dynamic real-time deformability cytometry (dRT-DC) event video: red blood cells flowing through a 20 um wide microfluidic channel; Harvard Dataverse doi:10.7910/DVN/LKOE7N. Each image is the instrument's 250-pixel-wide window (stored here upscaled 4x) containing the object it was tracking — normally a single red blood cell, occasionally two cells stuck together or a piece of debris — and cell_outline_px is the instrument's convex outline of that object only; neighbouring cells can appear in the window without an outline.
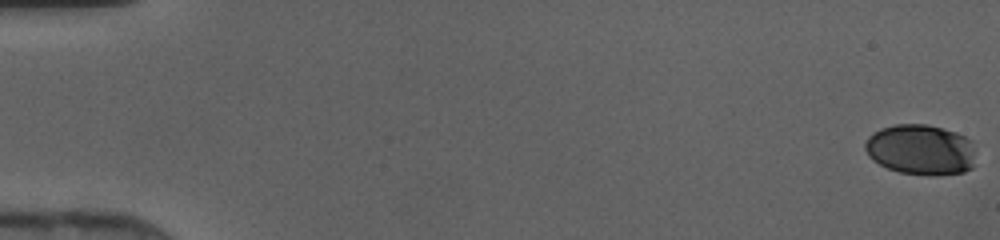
{"species": "human", "species_latin": "Homo sapiens", "temperature_condition": "cold", "stored_images_in_passage": 47, "camera_frame_rate_fps": 3000, "um_per_image_px": 0.085, "donor": {"sex": "female"}, "frame": {"image": 1, "passage_image": 1, "time_ms": 0.0, "image_size_px": [1000, 240], "cell_outline_px": [[972, 168], [964, 172], [932, 176], [900, 172], [888, 168], [872, 160], [868, 156], [864, 148], [864, 144], [868, 136], [872, 132], [880, 128], [896, 124], [928, 124], [956, 132], [972, 140]], "centroid_in_image_um": [78.21, 12.71], "position_along_channel_um": 6.8, "area_um2": 32.66}}
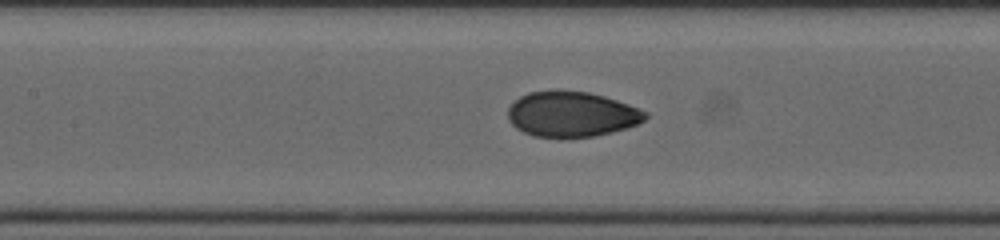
{"frame": {"image": 2, "passage_image": 23, "time_ms": 7.333, "image_size_px": [1000, 240], "cell_outline_px": [[648, 116], [644, 120], [628, 128], [612, 132], [592, 136], [532, 136], [516, 128], [508, 120], [508, 108], [520, 96], [528, 92], [588, 92], [604, 96], [628, 104], [648, 112]], "centroid_in_image_um": [48.6, 9.71], "position_along_channel_um": 158.8, "area_um2": 35.55}}
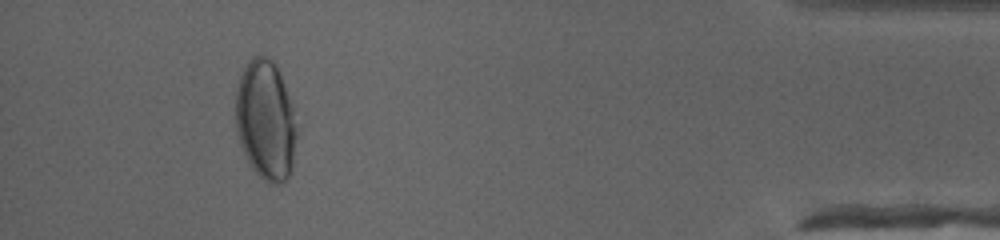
{"frame": {"image": 3, "passage_image": 44, "time_ms": 14.333, "image_size_px": [1000, 240], "cell_outline_px": [[300, 128], [292, 168], [288, 176], [280, 184], [268, 184], [252, 168], [244, 156], [236, 132], [236, 88], [240, 76], [248, 60], [256, 56], [264, 56], [272, 60], [276, 64], [292, 104]], "centroid_in_image_um": [22.61, 10.25], "position_along_channel_um": 412.6, "area_um2": 43.47}}